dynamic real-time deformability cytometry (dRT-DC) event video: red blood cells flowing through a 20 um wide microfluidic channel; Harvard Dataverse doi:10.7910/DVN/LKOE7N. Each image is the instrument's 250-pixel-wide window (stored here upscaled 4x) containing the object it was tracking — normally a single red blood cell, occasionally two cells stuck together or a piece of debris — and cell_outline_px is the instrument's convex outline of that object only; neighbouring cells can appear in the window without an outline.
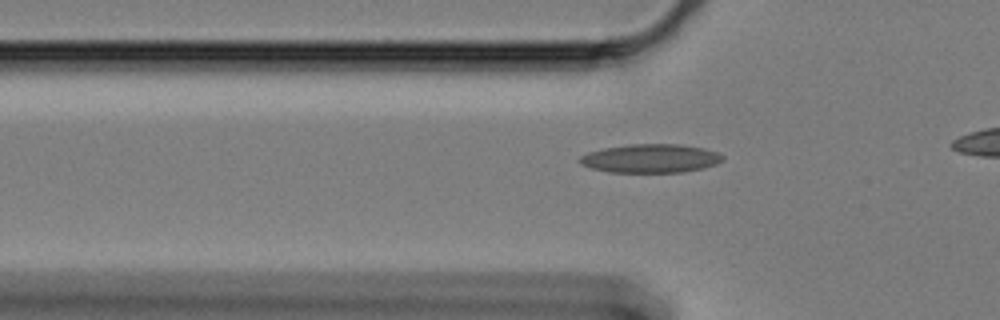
{"species": "Egyptian fruit bat (a non-hibernating species)", "species_latin": "Rousettus aegyptiacus", "temperature_condition": "cold", "stored_images_in_passage": 33, "camera_frame_rate_fps": 3000, "um_per_image_px": 0.085, "animal": {"sex": "female"}, "frame": {"image": 1, "passage_image": 11, "time_ms": 3.333, "image_size_px": [1000, 320], "cell_outline_px": [[724, 160], [716, 164], [704, 168], [684, 172], [608, 172], [592, 168], [580, 164], [580, 156], [588, 152], [604, 148], [628, 144], [676, 144], [704, 148], [716, 152], [724, 156]], "centroid_in_image_um": [55.31, 13.47], "position_along_channel_um": 70.5, "area_um2": 23.87}}
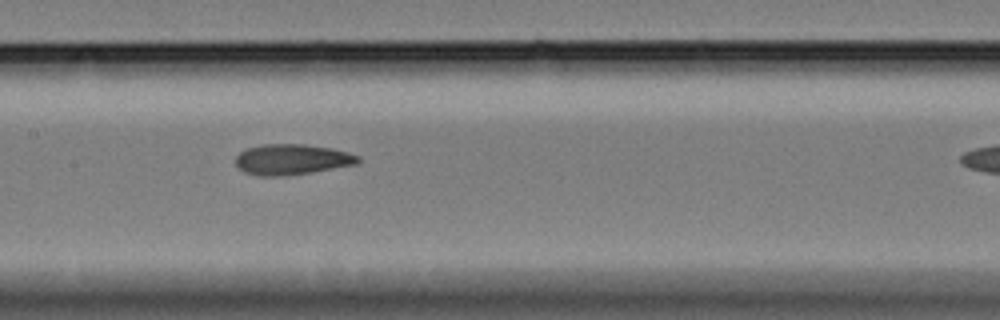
{"frame": {"image": 2, "passage_image": 21, "time_ms": 6.667, "image_size_px": [1000, 320], "cell_outline_px": [[360, 160], [356, 164], [312, 172], [276, 176], [260, 176], [244, 172], [236, 164], [236, 156], [244, 148], [260, 144], [304, 144], [332, 148], [348, 152], [360, 156]], "centroid_in_image_um": [24.79, 13.54], "position_along_channel_um": 182.6, "area_um2": 21.85}}
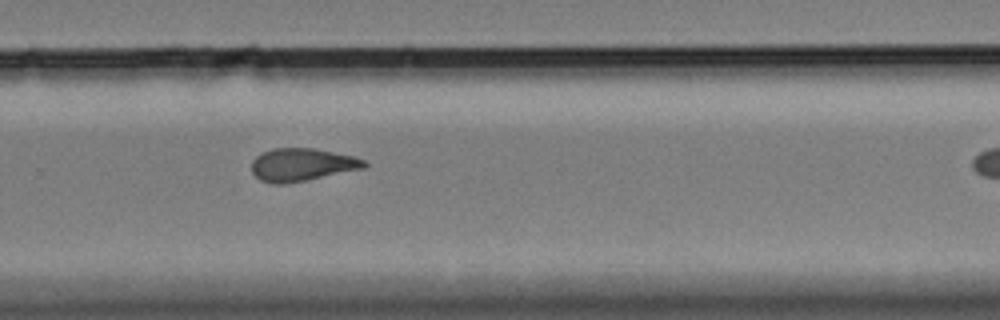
{"frame": {"image": 3, "passage_image": 32, "time_ms": 10.333, "image_size_px": [1000, 320], "cell_outline_px": [[368, 164], [364, 168], [284, 184], [272, 184], [260, 180], [252, 172], [252, 160], [260, 152], [272, 148], [312, 148], [356, 156], [364, 160]], "centroid_in_image_um": [25.64, 13.98], "position_along_channel_um": 304.2, "area_um2": 21.5}}